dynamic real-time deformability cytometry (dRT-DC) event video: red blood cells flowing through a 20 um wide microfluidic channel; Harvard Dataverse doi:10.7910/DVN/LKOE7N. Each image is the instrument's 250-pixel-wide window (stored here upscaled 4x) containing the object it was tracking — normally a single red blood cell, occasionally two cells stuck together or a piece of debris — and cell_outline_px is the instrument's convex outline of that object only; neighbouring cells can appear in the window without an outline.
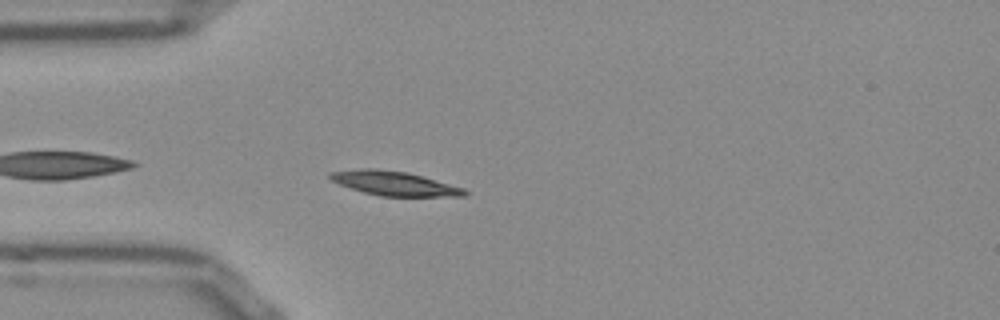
{"species": "Egyptian fruit bat (a non-hibernating species)", "species_latin": "Rousettus aegyptiacus", "temperature_condition": "room temperature", "stored_images_in_passage": 42, "camera_frame_rate_fps": 3000, "um_per_image_px": 0.085, "frame": {"image": 1, "passage_image": 3, "time_ms": 0.667, "image_size_px": [1000, 320], "cell_outline_px": [[468, 192], [464, 196], [380, 196], [364, 192], [340, 184], [332, 180], [328, 176], [328, 172], [360, 168], [376, 168], [408, 172], [464, 188]], "centroid_in_image_um": [33.49, 15.57], "position_along_channel_um": 51.5, "area_um2": 18.9}}
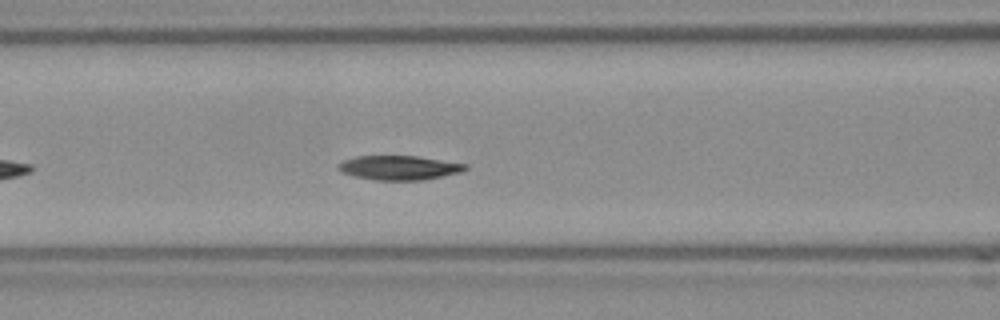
{"frame": {"image": 2, "passage_image": 10, "time_ms": 3.0, "image_size_px": [1000, 320], "cell_outline_px": [[468, 168], [460, 172], [420, 180], [376, 180], [352, 176], [340, 172], [336, 168], [336, 164], [340, 160], [356, 156], [416, 156], [468, 164]], "centroid_in_image_um": [33.82, 14.25], "position_along_channel_um": 132.8, "area_um2": 18.09}}
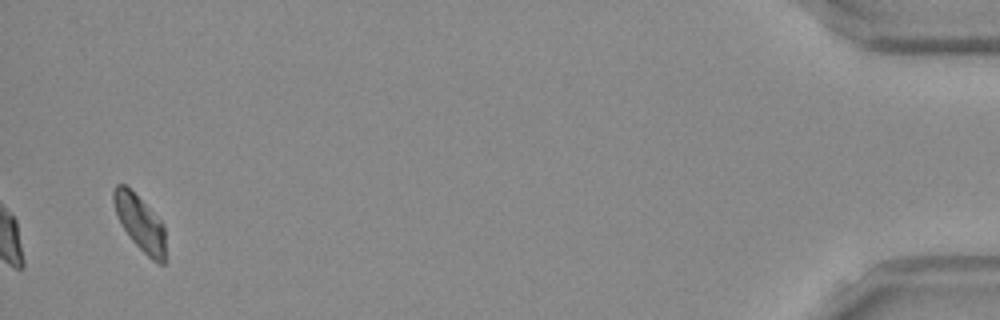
{"frame": {"image": 3, "passage_image": 40, "time_ms": 13.0, "image_size_px": [1000, 320], "cell_outline_px": [[164, 264], [160, 264], [152, 260], [132, 240], [124, 228], [116, 212], [112, 200], [112, 188], [116, 184], [124, 184], [164, 224]], "centroid_in_image_um": [11.88, 18.94], "position_along_channel_um": 423.3, "area_um2": 16.13}, "authors_computed_cell_mechanics": {"area_um2": 17.9758, "velocity_mm_per_s": 3.7915, "shape_relaxation_time_tau1_ms": 4.0795, "shape_relaxation_time_tau2_ms": null, "deformation_change_tau1": 0.1399, "deformation_change_tau2": null}}